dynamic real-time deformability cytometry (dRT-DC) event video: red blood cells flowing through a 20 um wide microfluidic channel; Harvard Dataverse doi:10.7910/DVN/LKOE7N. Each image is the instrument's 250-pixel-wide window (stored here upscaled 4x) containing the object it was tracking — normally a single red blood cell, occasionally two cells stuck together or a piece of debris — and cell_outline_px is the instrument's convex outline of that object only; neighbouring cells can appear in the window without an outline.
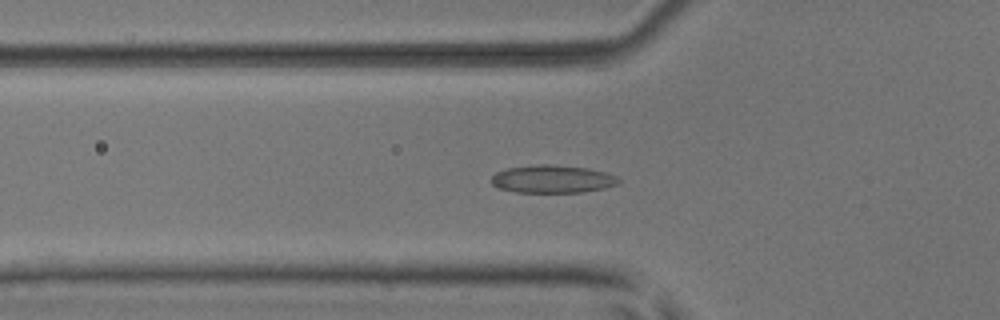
{"species": "common noctule bat (a hibernating species)", "species_latin": "Nyctalus noctula", "temperature_condition": "room temperature", "stored_images_in_passage": 45, "camera_frame_rate_fps": 3000, "um_per_image_px": 0.085, "animal": {"sex": "male", "body_mass_g": 17.9, "forearm_length_mm": 54.2}, "frame": {"image": 1, "passage_image": 11, "time_ms": 3.333, "image_size_px": [1000, 320], "cell_outline_px": [[620, 184], [604, 188], [580, 192], [516, 192], [500, 188], [492, 184], [488, 180], [496, 172], [508, 168], [536, 164], [548, 164], [588, 168], [604, 172], [616, 176], [620, 180]], "centroid_in_image_um": [46.94, 15.21], "position_along_channel_um": 78.9, "area_um2": 20.63}}
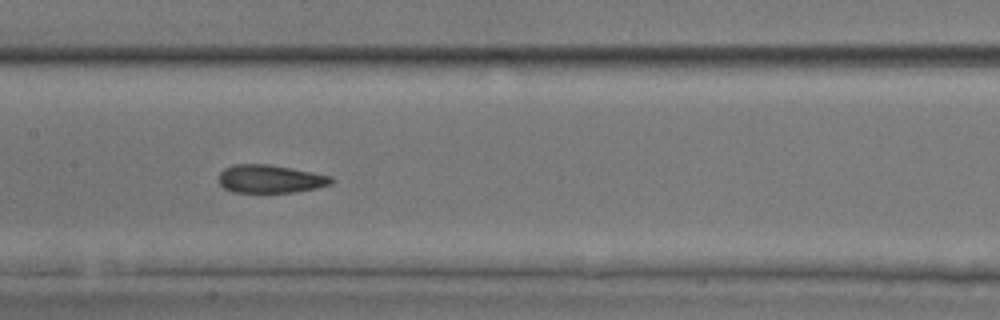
{"frame": {"image": 2, "passage_image": 19, "time_ms": 6.0, "image_size_px": [1000, 320], "cell_outline_px": [[336, 180], [332, 184], [316, 188], [292, 192], [232, 192], [224, 188], [220, 184], [220, 172], [224, 168], [232, 164], [268, 164], [312, 172], [332, 176]], "centroid_in_image_um": [22.99, 15.2], "position_along_channel_um": 184.4, "area_um2": 18.44}}
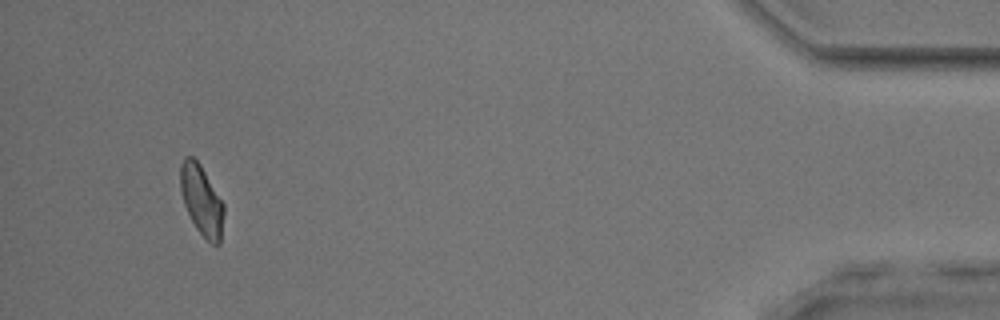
{"frame": {"image": 3, "passage_image": 42, "time_ms": 13.667, "image_size_px": [1000, 320], "cell_outline_px": [[224, 212], [220, 244], [212, 244], [196, 228], [184, 204], [180, 188], [180, 164], [184, 156], [192, 156], [200, 164], [224, 204]], "centroid_in_image_um": [17.13, 17.0], "position_along_channel_um": 418.1, "area_um2": 17.57}, "authors_computed_cell_mechanics": {"area_um2": 18.7272, "velocity_mm_per_s": 3.9634, "shape_relaxation_time_tau1_ms": null, "shape_relaxation_time_tau2_ms": 1.8965, "deformation_change_tau1": null, "deformation_change_tau2": 0.0893}}